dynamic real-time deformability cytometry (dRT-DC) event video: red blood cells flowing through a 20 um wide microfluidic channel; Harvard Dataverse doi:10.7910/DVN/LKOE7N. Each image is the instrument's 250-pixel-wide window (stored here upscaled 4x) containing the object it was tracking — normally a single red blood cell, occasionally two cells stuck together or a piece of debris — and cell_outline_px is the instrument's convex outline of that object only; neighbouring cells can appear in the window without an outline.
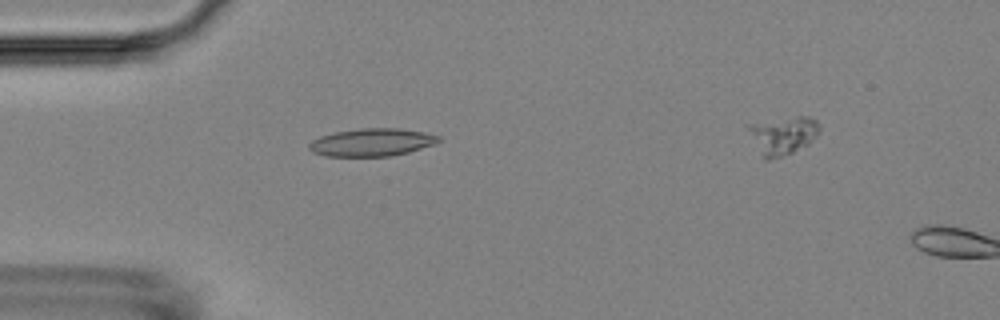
{"species": "Egyptian fruit bat (a non-hibernating species)", "species_latin": "Rousettus aegyptiacus", "temperature_condition": "room temperature", "stored_images_in_passage": 4, "camera_frame_rate_fps": 3000, "um_per_image_px": 0.085, "animal": {"sex": "female"}, "frame": {"image": 1, "passage_image": 4, "time_ms": 4.0, "image_size_px": [1000, 320], "cell_outline_px": [[440, 140], [436, 144], [408, 152], [392, 156], [324, 156], [312, 152], [308, 148], [308, 144], [312, 140], [320, 136], [336, 132], [360, 128], [400, 128], [424, 132], [440, 136]], "centroid_in_image_um": [31.61, 12.1], "position_along_channel_um": 53.4, "area_um2": 21.04}}